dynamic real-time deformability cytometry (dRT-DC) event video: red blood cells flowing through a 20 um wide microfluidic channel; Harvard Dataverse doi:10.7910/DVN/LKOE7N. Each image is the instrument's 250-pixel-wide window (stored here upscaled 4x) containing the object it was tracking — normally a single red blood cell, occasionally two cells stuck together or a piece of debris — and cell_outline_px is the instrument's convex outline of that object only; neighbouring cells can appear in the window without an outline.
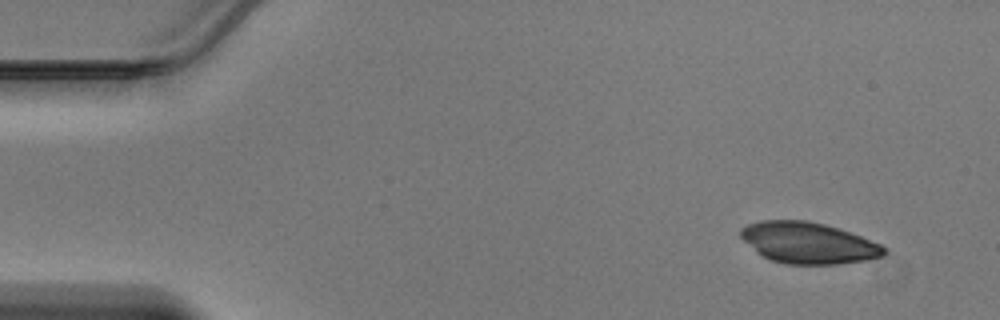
{"species": "Egyptian fruit bat (a non-hibernating species)", "species_latin": "Rousettus aegyptiacus", "temperature_condition": "warm", "stored_images_in_passage": 43, "camera_frame_rate_fps": 3000, "um_per_image_px": 0.085, "animal": {"sex": "male"}, "frame": {"image": 1, "passage_image": 1, "time_ms": 0.0, "image_size_px": [1000, 320], "cell_outline_px": [[884, 252], [880, 256], [864, 260], [836, 264], [784, 264], [772, 260], [756, 252], [740, 236], [740, 228], [748, 224], [760, 220], [808, 220], [840, 228], [880, 244], [884, 248]], "centroid_in_image_um": [68.65, 20.63], "position_along_channel_um": 16.4, "area_um2": 34.16}}